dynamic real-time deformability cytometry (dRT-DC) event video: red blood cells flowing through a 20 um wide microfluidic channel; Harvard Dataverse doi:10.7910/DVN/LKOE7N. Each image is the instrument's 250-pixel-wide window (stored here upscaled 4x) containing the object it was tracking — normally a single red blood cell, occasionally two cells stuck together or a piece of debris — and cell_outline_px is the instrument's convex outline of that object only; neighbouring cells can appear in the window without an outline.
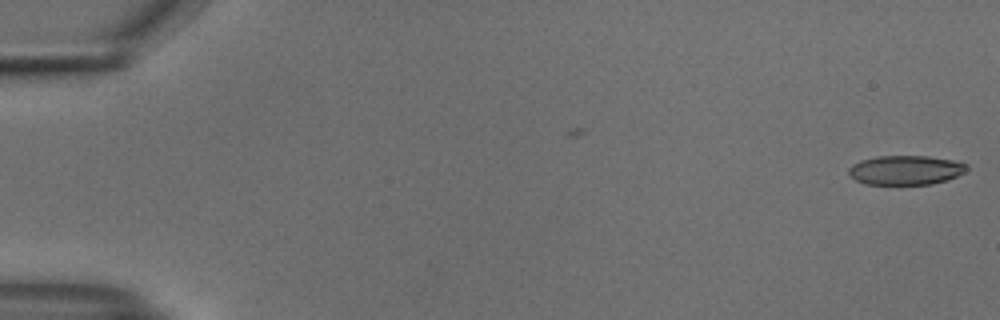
{"species": "common noctule bat (a hibernating species)", "species_latin": "Nyctalus noctula", "temperature_condition": "cold", "stored_images_in_passage": 6, "camera_frame_rate_fps": 3000, "um_per_image_px": 0.085, "animal": {"sex": "male", "body_mass_g": 18.8}, "frame": {"image": 1, "passage_image": 6, "time_ms": 1.667, "image_size_px": [1000, 320], "cell_outline_px": [[968, 168], [964, 172], [948, 180], [932, 184], [864, 184], [856, 180], [848, 172], [848, 168], [852, 164], [860, 160], [876, 156], [928, 156], [952, 160], [968, 164]], "centroid_in_image_um": [76.97, 14.45], "position_along_channel_um": 8.0, "area_um2": 20.23}}